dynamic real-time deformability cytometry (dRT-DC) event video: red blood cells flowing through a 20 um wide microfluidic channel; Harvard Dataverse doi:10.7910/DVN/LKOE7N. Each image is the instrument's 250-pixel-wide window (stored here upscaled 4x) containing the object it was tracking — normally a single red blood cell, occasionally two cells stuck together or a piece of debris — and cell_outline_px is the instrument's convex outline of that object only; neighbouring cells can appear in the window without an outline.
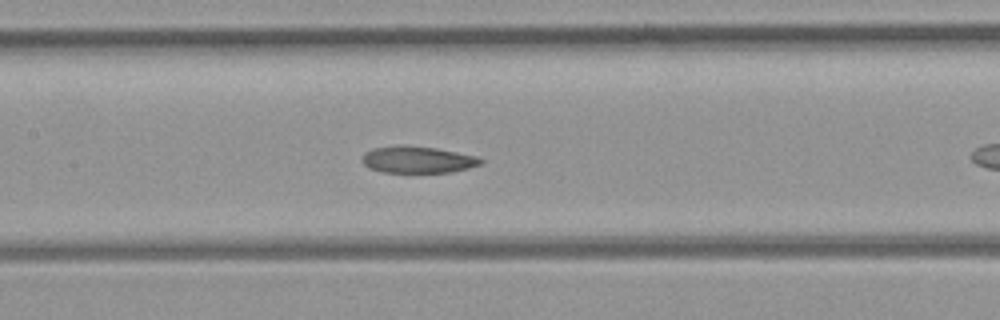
{"species": "common noctule bat (a hibernating species)", "species_latin": "Nyctalus noctula", "temperature_condition": "room temperature", "stored_images_in_passage": 16, "camera_frame_rate_fps": 3000, "um_per_image_px": 0.085, "animal": {"sex": "female", "body_mass_g": 21.9}, "frame": {"image": 1, "passage_image": 12, "time_ms": 3.667, "image_size_px": [1000, 320], "cell_outline_px": [[484, 160], [480, 164], [468, 168], [452, 172], [384, 172], [368, 168], [360, 160], [364, 152], [372, 148], [396, 144], [404, 144], [436, 148], [476, 156]], "centroid_in_image_um": [35.43, 13.55], "position_along_channel_um": 172.0, "area_um2": 18.73}}
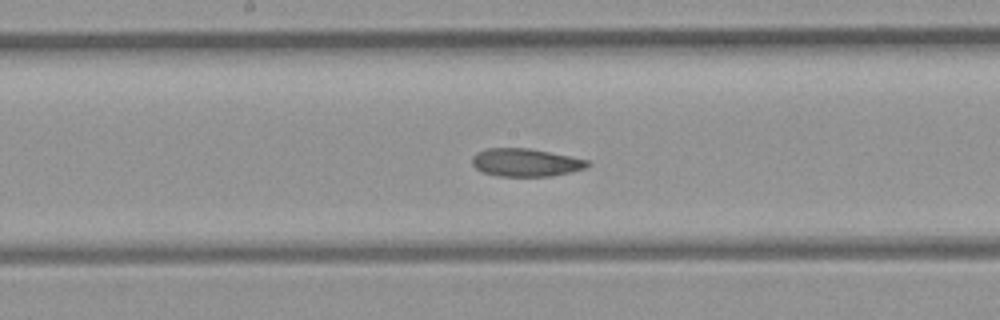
{"frame": {"image": 2, "passage_image": 14, "time_ms": 4.333, "image_size_px": [1000, 320], "cell_outline_px": [[592, 164], [584, 168], [552, 176], [500, 176], [484, 172], [476, 168], [472, 164], [472, 156], [476, 152], [488, 148], [528, 148], [572, 156], [588, 160]], "centroid_in_image_um": [44.68, 13.8], "position_along_channel_um": 203.5, "area_um2": 18.73}}